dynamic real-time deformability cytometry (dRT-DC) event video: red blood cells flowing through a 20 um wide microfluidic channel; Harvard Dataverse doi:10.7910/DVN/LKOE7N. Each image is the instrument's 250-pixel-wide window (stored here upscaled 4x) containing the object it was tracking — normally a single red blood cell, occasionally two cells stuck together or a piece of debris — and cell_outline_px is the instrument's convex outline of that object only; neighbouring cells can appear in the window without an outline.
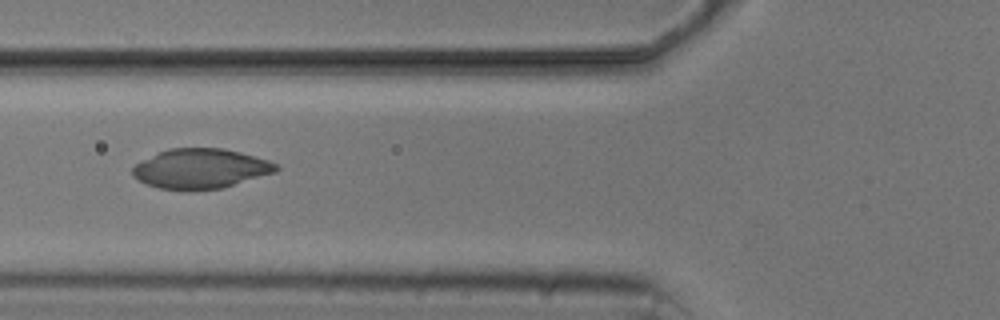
{"species": "common noctule bat (a hibernating species)", "species_latin": "Nyctalus noctula", "temperature_condition": "cold", "stored_images_in_passage": 9, "camera_frame_rate_fps": 3000, "um_per_image_px": 0.085, "animal": {"sex": "male", "body_mass_g": 20.5, "forearm_length_mm": 52.5}, "frame": {"image": 1, "passage_image": 6, "time_ms": 5.667, "image_size_px": [1000, 320], "cell_outline_px": [[280, 168], [276, 172], [224, 188], [188, 192], [160, 188], [148, 184], [132, 176], [132, 168], [136, 164], [156, 152], [168, 148], [224, 148], [240, 152], [268, 160], [276, 164]], "centroid_in_image_um": [17.05, 14.35], "position_along_channel_um": 108.7, "area_um2": 33.76}}
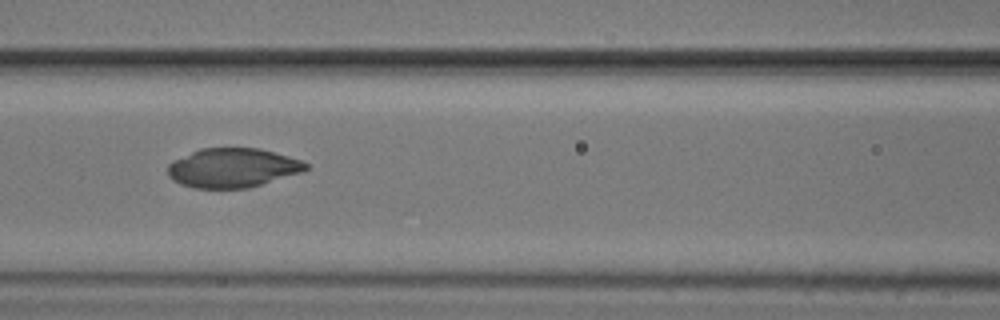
{"frame": {"image": 2, "passage_image": 7, "time_ms": 6.667, "image_size_px": [1000, 320], "cell_outline_px": [[308, 168], [304, 172], [248, 188], [192, 188], [180, 184], [172, 180], [168, 176], [168, 164], [172, 160], [200, 148], [260, 148], [288, 156], [300, 160], [308, 164]], "centroid_in_image_um": [19.76, 14.27], "position_along_channel_um": 146.8, "area_um2": 31.79}}
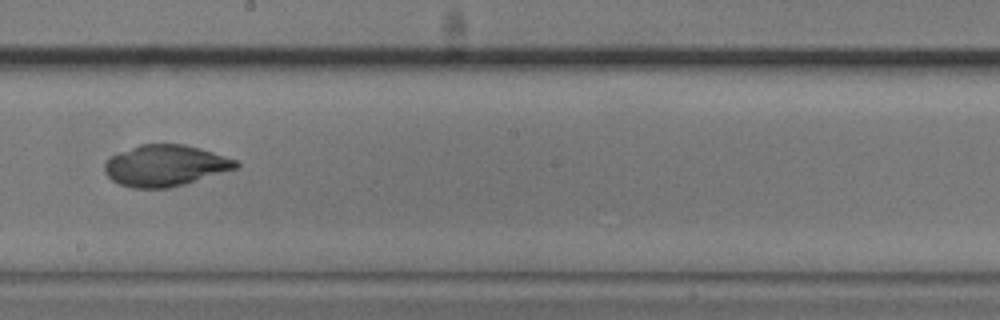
{"frame": {"image": 3, "passage_image": 9, "time_ms": 9.0, "image_size_px": [1000, 320], "cell_outline_px": [[240, 164], [236, 168], [184, 184], [168, 188], [132, 188], [120, 184], [112, 180], [104, 172], [104, 164], [112, 156], [120, 152], [140, 144], [184, 144], [200, 148], [236, 160]], "centroid_in_image_um": [14.02, 14.07], "position_along_channel_um": 234.2, "area_um2": 31.21}}